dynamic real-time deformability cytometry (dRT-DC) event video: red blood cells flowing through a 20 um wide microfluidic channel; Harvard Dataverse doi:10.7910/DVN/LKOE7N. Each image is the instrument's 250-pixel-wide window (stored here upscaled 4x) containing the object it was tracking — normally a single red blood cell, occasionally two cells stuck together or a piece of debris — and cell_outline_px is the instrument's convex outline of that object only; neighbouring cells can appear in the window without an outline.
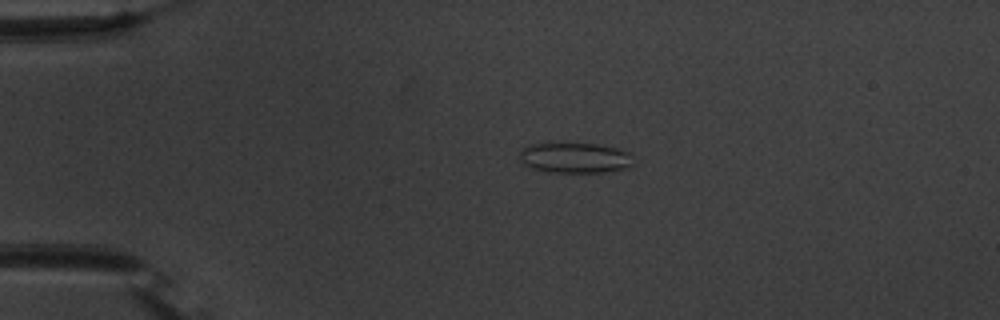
{"species": "common noctule bat (a hibernating species)", "species_latin": "Nyctalus noctula", "temperature_condition": "warm", "stored_images_in_passage": 43, "camera_frame_rate_fps": 3000, "um_per_image_px": 0.085, "animal": {"sex": "male", "body_mass_g": 20.1, "forearm_length_mm": 53.5}, "frame": {"image": 1, "passage_image": 1, "time_ms": 0.0, "image_size_px": [1000, 320], "cell_outline_px": [[632, 164], [628, 168], [604, 172], [552, 172], [532, 168], [520, 164], [520, 148], [528, 144], [596, 144], [616, 148], [628, 152]], "centroid_in_image_um": [48.8, 13.42], "position_along_channel_um": 36.2, "area_um2": 20.0}}
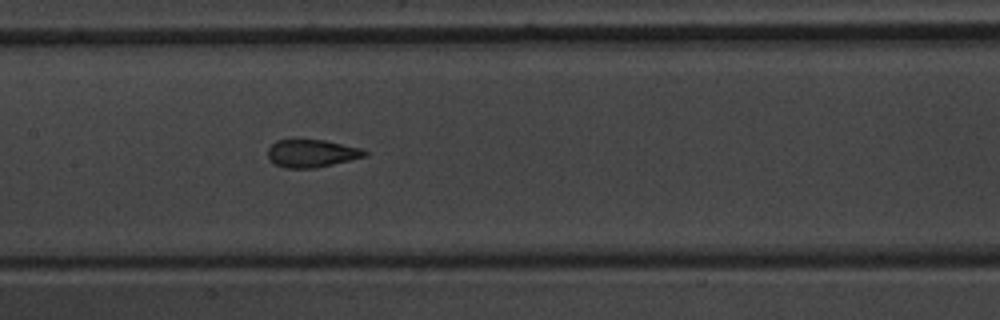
{"frame": {"image": 2, "passage_image": 16, "time_ms": 5.0, "image_size_px": [1000, 320], "cell_outline_px": [[368, 156], [316, 168], [284, 168], [276, 164], [268, 156], [268, 148], [276, 140], [296, 136], [324, 140], [360, 148], [368, 152]], "centroid_in_image_um": [26.47, 12.99], "position_along_channel_um": 180.9, "area_um2": 16.24}}
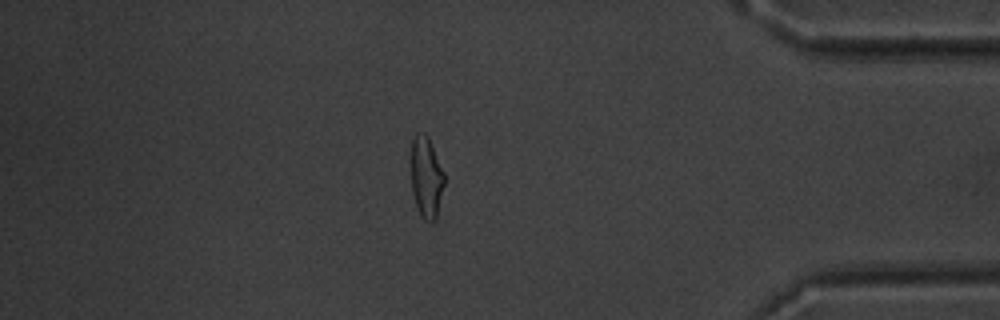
{"frame": {"image": 3, "passage_image": 36, "time_ms": 11.667, "image_size_px": [1000, 320], "cell_outline_px": [[444, 184], [436, 220], [432, 224], [424, 220], [420, 216], [416, 208], [412, 192], [412, 140], [416, 132], [424, 132], [428, 136], [444, 172]], "centroid_in_image_um": [36.24, 15.11], "position_along_channel_um": 399.0, "area_um2": 15.9}, "authors_computed_cell_mechanics": {"area_um2": 16.3574, "velocity_mm_per_s": 3.7356, "shape_relaxation_time_tau1_ms": 10.2728, "shape_relaxation_time_tau2_ms": 1.0522, "deformation_change_tau1": 0.2486, "deformation_change_tau2": 0.0779}}